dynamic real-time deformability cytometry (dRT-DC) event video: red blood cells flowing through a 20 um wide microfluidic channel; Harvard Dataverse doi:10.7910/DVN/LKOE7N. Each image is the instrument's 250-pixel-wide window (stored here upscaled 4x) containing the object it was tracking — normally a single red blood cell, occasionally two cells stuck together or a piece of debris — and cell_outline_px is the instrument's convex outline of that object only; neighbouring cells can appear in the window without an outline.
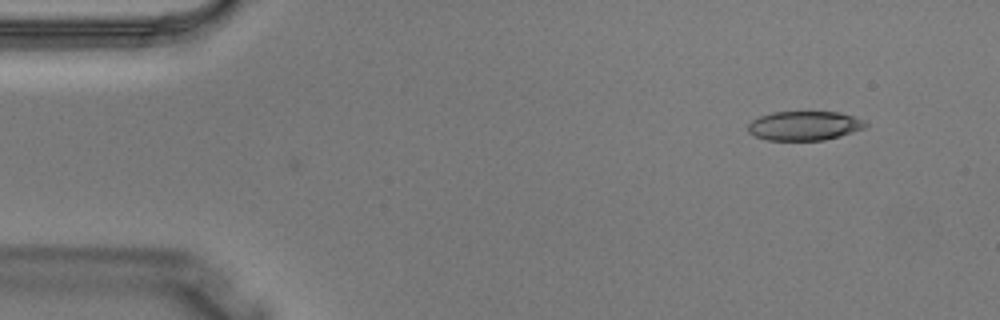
{"species": "Egyptian fruit bat (a non-hibernating species)", "species_latin": "Rousettus aegyptiacus", "temperature_condition": "warm", "stored_images_in_passage": 3, "camera_frame_rate_fps": 3000, "um_per_image_px": 0.085, "animal": {"sex": "male"}, "frame": {"image": 1, "passage_image": 3, "time_ms": 0.667, "image_size_px": [1000, 320], "cell_outline_px": [[868, 124], [864, 128], [840, 136], [824, 140], [768, 140], [756, 136], [748, 132], [748, 124], [752, 120], [760, 116], [772, 112], [836, 112], [852, 116], [864, 120]], "centroid_in_image_um": [68.36, 10.69], "position_along_channel_um": 16.6, "area_um2": 19.88}}